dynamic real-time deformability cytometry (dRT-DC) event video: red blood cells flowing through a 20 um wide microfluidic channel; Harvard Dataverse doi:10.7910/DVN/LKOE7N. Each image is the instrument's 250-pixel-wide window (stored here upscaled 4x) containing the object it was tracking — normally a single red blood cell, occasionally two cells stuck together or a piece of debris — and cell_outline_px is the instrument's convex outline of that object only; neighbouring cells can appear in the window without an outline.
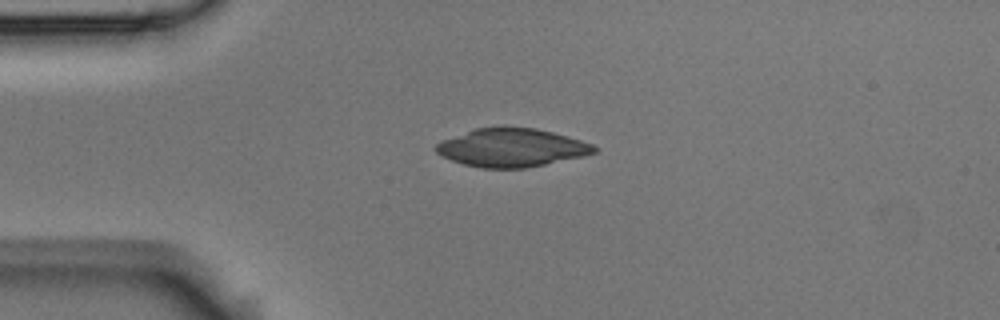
{"species": "Egyptian fruit bat (a non-hibernating species)", "species_latin": "Rousettus aegyptiacus", "temperature_condition": "room temperature", "stored_images_in_passage": 7, "camera_frame_rate_fps": 3000, "um_per_image_px": 0.085, "animal": {"sex": "male"}, "frame": {"image": 1, "passage_image": 2, "time_ms": 0.333, "image_size_px": [1000, 320], "cell_outline_px": [[596, 152], [580, 156], [544, 164], [524, 168], [480, 168], [464, 164], [452, 160], [436, 152], [432, 148], [436, 144], [444, 140], [476, 128], [504, 124], [536, 128], [568, 136], [592, 144], [596, 148]], "centroid_in_image_um": [43.45, 12.52], "position_along_channel_um": 41.5, "area_um2": 35.37}}